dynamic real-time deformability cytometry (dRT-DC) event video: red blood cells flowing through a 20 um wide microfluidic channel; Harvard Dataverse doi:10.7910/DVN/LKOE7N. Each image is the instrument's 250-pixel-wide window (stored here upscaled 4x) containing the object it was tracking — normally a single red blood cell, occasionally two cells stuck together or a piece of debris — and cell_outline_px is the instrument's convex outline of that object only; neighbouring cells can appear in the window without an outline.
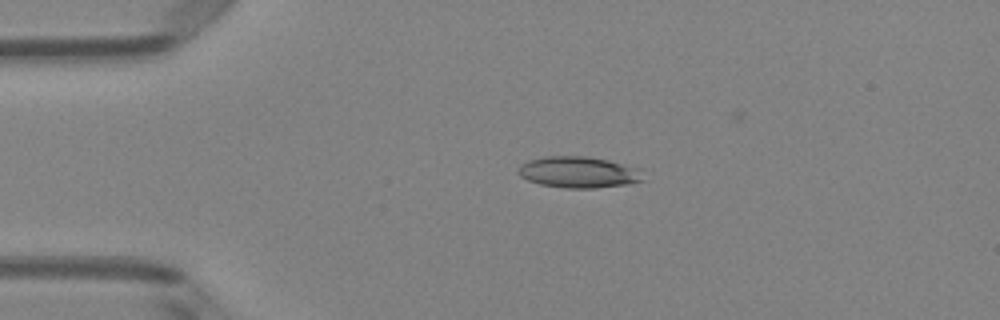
{"species": "Egyptian fruit bat (a non-hibernating species)", "species_latin": "Rousettus aegyptiacus", "temperature_condition": "room temperature", "stored_images_in_passage": 40, "camera_frame_rate_fps": 3000, "um_per_image_px": 0.085, "animal": {"sex": "female"}, "frame": {"image": 1, "passage_image": 1, "time_ms": 0.0, "image_size_px": [1000, 320], "cell_outline_px": [[644, 180], [628, 184], [596, 188], [564, 188], [540, 184], [528, 180], [520, 176], [516, 172], [516, 168], [520, 164], [528, 160], [544, 156], [588, 156], [608, 160], [640, 168]], "centroid_in_image_um": [49.15, 14.63], "position_along_channel_um": 35.8, "area_um2": 23.06}}
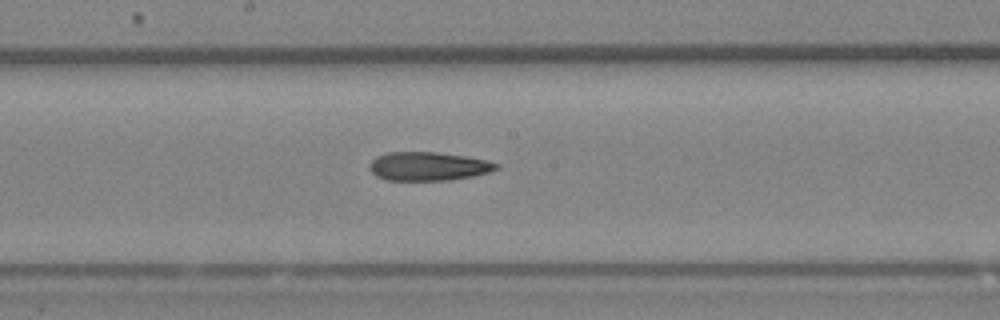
{"frame": {"image": 2, "passage_image": 17, "time_ms": 5.333, "image_size_px": [1000, 320], "cell_outline_px": [[500, 168], [488, 172], [472, 176], [448, 180], [384, 180], [376, 176], [368, 168], [368, 164], [376, 156], [388, 152], [436, 152], [464, 156], [488, 160], [500, 164]], "centroid_in_image_um": [36.38, 14.13], "position_along_channel_um": 211.8, "area_um2": 21.27}}
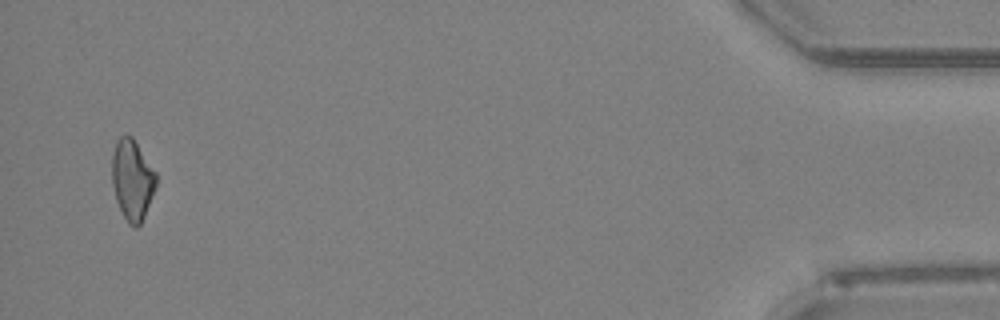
{"frame": {"image": 3, "passage_image": 39, "time_ms": 12.667, "image_size_px": [1000, 320], "cell_outline_px": [[156, 188], [144, 216], [140, 224], [136, 228], [128, 224], [116, 200], [112, 184], [112, 156], [116, 140], [120, 136], [132, 136], [156, 172]], "centroid_in_image_um": [11.24, 15.28], "position_along_channel_um": 424.0, "area_um2": 20.63}, "authors_computed_cell_mechanics": {"area_um2": 21.4438, "velocity_mm_per_s": 4.023, "shape_relaxation_time_tau1_ms": null, "shape_relaxation_time_tau2_ms": 2.4796, "deformation_change_tau1": null, "deformation_change_tau2": 0.1204}}